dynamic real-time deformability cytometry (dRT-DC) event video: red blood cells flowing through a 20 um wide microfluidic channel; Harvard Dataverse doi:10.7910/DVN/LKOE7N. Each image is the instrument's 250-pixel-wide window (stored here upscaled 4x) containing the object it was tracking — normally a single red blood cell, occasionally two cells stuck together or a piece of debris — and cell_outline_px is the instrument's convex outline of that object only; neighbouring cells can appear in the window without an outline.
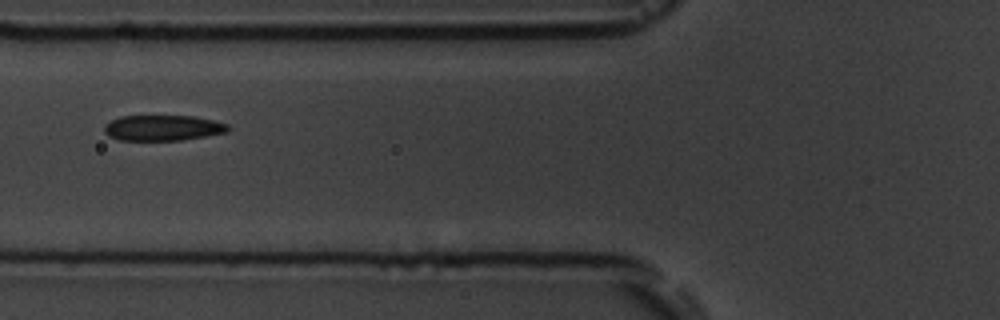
{"species": "common noctule bat (a hibernating species)", "species_latin": "Nyctalus noctula", "temperature_condition": "room temperature", "stored_images_in_passage": 17, "camera_frame_rate_fps": 3000, "um_per_image_px": 0.085, "animal": {"sex": "male", "body_mass_g": 19.5, "forearm_length_mm": 54.6}, "frame": {"image": 1, "passage_image": 8, "time_ms": 8.667, "image_size_px": [1000, 320], "cell_outline_px": [[228, 132], [180, 140], [120, 140], [108, 136], [104, 132], [104, 124], [120, 116], [192, 116], [212, 120], [228, 124]], "centroid_in_image_um": [13.8, 10.87], "position_along_channel_um": 112.0, "area_um2": 18.32}}
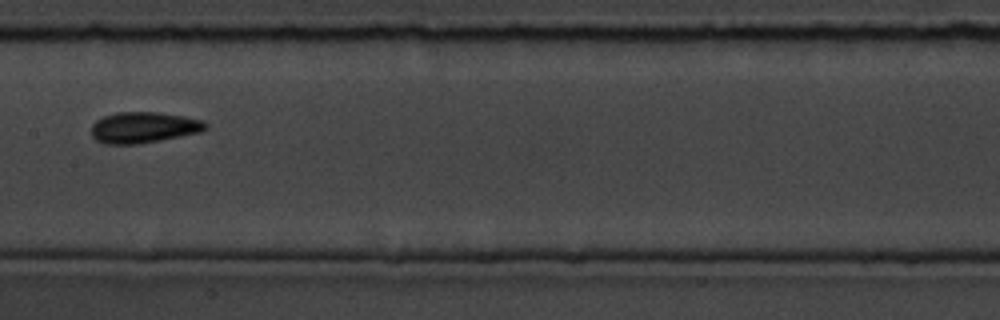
{"frame": {"image": 2, "passage_image": 10, "time_ms": 11.0, "image_size_px": [1000, 320], "cell_outline_px": [[208, 128], [200, 132], [140, 144], [104, 144], [96, 140], [92, 136], [92, 124], [96, 120], [104, 116], [116, 112], [160, 112], [184, 116], [204, 120], [208, 124]], "centroid_in_image_um": [12.22, 10.83], "position_along_channel_um": 195.2, "area_um2": 20.81}}
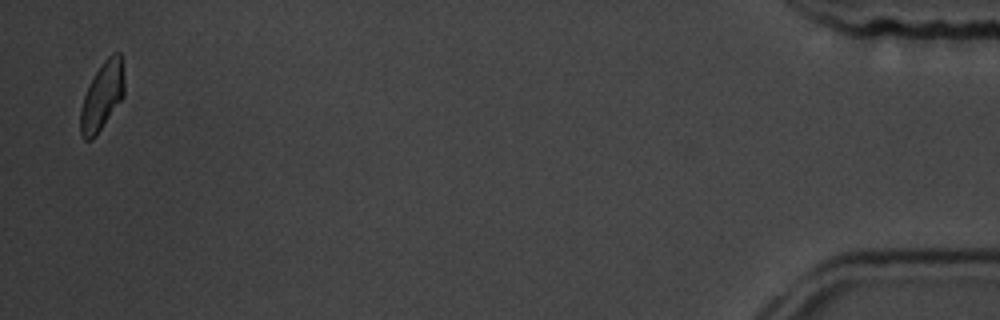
{"frame": {"image": 3, "passage_image": 17, "time_ms": 20.0, "image_size_px": [1000, 320], "cell_outline_px": [[124, 96], [96, 136], [92, 140], [84, 140], [80, 136], [80, 108], [88, 84], [92, 76], [104, 60], [108, 56], [116, 52], [120, 52], [124, 80]], "centroid_in_image_um": [8.66, 8.19], "position_along_channel_um": 426.5, "area_um2": 17.57}, "authors_computed_cell_mechanics": {"area_um2": 19.3052, "velocity_mm_per_s": 3.5728, "shape_relaxation_time_tau1_ms": 5.1781, "shape_relaxation_time_tau2_ms": 2.0582, "deformation_change_tau1": 0.1519, "deformation_change_tau2": 0.0704}}